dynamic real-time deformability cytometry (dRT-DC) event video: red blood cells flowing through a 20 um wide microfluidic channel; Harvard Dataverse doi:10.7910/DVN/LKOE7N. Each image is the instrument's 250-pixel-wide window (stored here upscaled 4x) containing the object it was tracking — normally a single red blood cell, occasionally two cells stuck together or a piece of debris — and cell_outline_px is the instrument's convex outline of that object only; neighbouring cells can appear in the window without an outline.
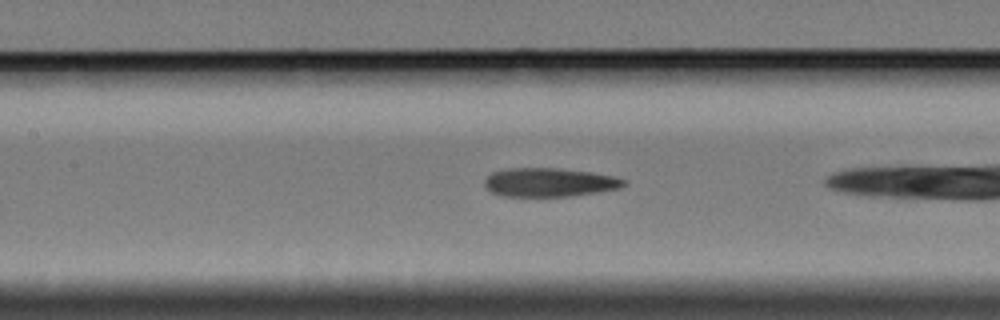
{"species": "Egyptian fruit bat (a non-hibernating species)", "species_latin": "Rousettus aegyptiacus", "temperature_condition": "cold", "stored_images_in_passage": 16, "camera_frame_rate_fps": 3000, "um_per_image_px": 0.085, "animal": {"sex": "female"}, "frame": {"image": 1, "passage_image": 8, "time_ms": 2.333, "image_size_px": [1000, 320], "cell_outline_px": [[628, 184], [620, 188], [600, 192], [568, 196], [504, 196], [492, 192], [484, 184], [484, 180], [492, 172], [508, 168], [556, 168], [592, 172], [616, 176], [628, 180]], "centroid_in_image_um": [46.77, 15.49], "position_along_channel_um": 160.6, "area_um2": 23.47}}
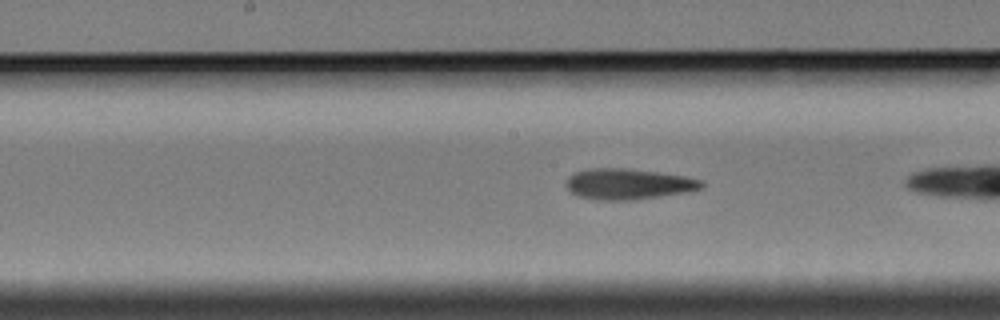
{"frame": {"image": 2, "passage_image": 11, "time_ms": 3.333, "image_size_px": [1000, 320], "cell_outline_px": [[704, 184], [700, 188], [680, 192], [656, 196], [628, 200], [596, 200], [576, 196], [564, 184], [568, 176], [576, 172], [592, 168], [628, 168], [684, 176], [700, 180]], "centroid_in_image_um": [53.29, 15.63], "position_along_channel_um": 194.9, "area_um2": 23.81}}
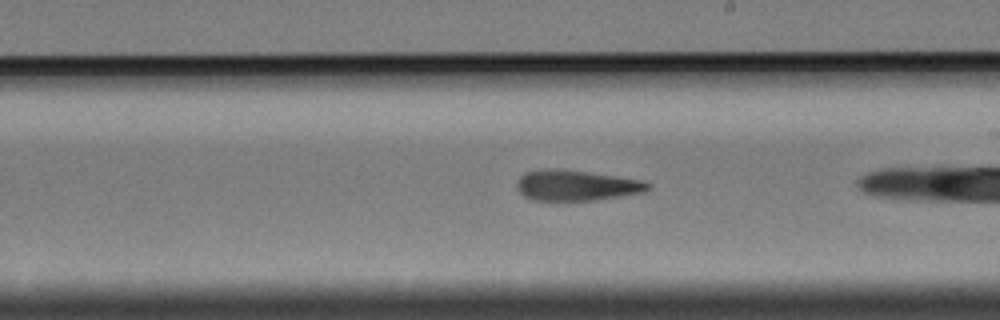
{"frame": {"image": 3, "passage_image": 15, "time_ms": 4.667, "image_size_px": [1000, 320], "cell_outline_px": [[652, 184], [644, 192], [596, 200], [532, 200], [524, 196], [516, 188], [516, 180], [524, 172], [544, 168], [560, 168], [644, 180]], "centroid_in_image_um": [48.95, 15.74], "position_along_channel_um": 240.1, "area_um2": 23.58}}